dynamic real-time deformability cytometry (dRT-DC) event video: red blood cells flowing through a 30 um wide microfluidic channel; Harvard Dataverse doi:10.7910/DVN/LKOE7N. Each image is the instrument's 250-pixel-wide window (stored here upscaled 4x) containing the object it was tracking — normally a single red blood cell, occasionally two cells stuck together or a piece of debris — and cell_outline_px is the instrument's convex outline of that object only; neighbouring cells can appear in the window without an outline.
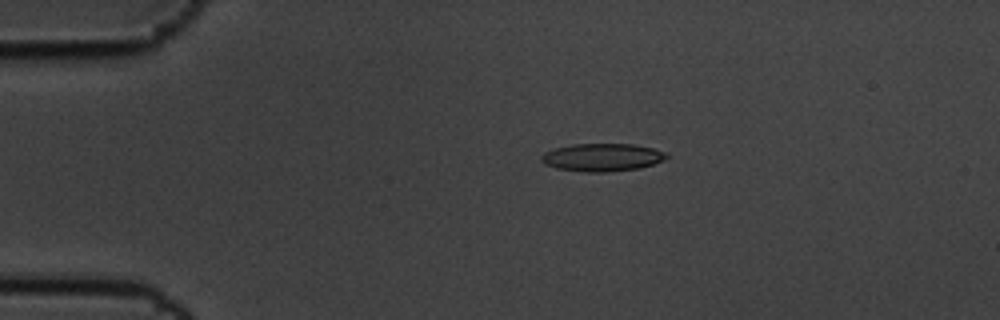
{"species": "common noctule bat (a hibernating species)", "species_latin": "Nyctalus noctula", "temperature_condition": "cold", "stored_images_in_passage": 7, "camera_frame_rate_fps": 3000, "um_per_image_px": 0.085, "animal": {"sex": "male", "body_mass_g": 19.5, "forearm_length_mm": 54.6}, "frame": {"image": 1, "passage_image": 1, "time_ms": 0.0, "image_size_px": [1000, 320], "cell_outline_px": [[668, 156], [664, 160], [640, 168], [604, 172], [584, 172], [556, 168], [544, 164], [540, 160], [540, 156], [544, 152], [556, 148], [572, 144], [632, 144], [652, 148], [668, 152]], "centroid_in_image_um": [51.17, 13.37], "position_along_channel_um": 33.8, "area_um2": 20.35}}
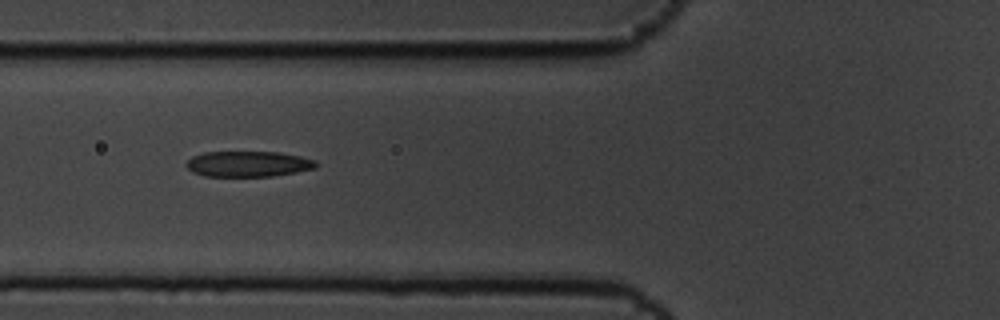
{"frame": {"image": 2, "passage_image": 4, "time_ms": 1.0, "image_size_px": [1000, 320], "cell_outline_px": [[320, 164], [316, 168], [296, 172], [272, 176], [204, 176], [192, 172], [184, 164], [192, 156], [204, 152], [280, 152], [300, 156], [316, 160]], "centroid_in_image_um": [21.11, 13.93], "position_along_channel_um": 104.7, "area_um2": 19.54}}
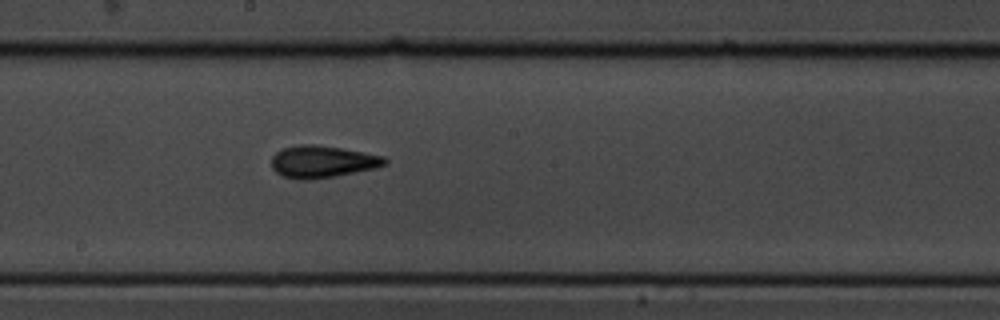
{"frame": {"image": 3, "passage_image": 7, "time_ms": 2.0, "image_size_px": [1000, 320], "cell_outline_px": [[388, 164], [376, 168], [336, 176], [312, 180], [296, 180], [284, 176], [276, 172], [272, 168], [272, 156], [280, 148], [300, 144], [316, 144], [340, 148], [384, 156], [388, 160]], "centroid_in_image_um": [27.39, 13.74], "position_along_channel_um": 220.8, "area_um2": 21.44}}